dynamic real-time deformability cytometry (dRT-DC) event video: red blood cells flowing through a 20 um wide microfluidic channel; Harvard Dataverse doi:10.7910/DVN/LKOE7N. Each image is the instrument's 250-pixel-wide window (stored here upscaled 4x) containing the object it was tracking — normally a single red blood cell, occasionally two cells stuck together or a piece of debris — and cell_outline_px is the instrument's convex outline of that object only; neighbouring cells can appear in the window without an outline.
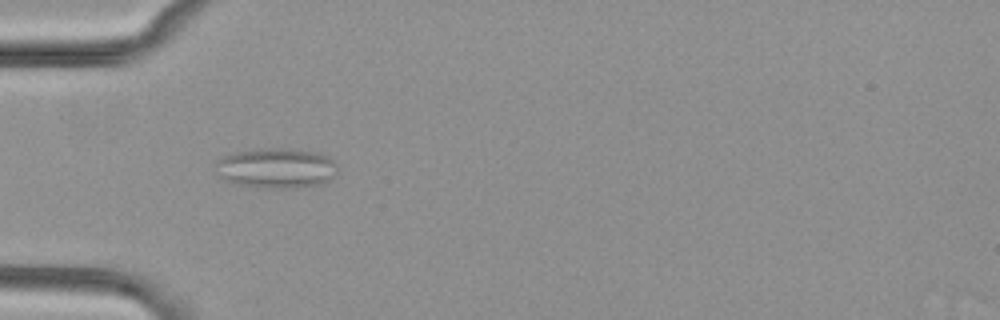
{"species": "common noctule bat (a hibernating species)", "species_latin": "Nyctalus noctula", "temperature_condition": "cold", "stored_images_in_passage": 50, "segment_of_instrument_passage": [1, 2], "camera_frame_rate_fps": 3000, "um_per_image_px": 0.085, "animal": {"sex": "female", "body_mass_g": 29.2, "forearm_length_mm": 56.3}, "frame": {"image": 1, "passage_image": 17, "time_ms": 5.333, "image_size_px": [1000, 320], "cell_outline_px": [[336, 176], [324, 184], [284, 188], [260, 188], [232, 184], [216, 176], [216, 160], [224, 156], [236, 152], [268, 148], [288, 148], [316, 152], [328, 156], [332, 160], [336, 168]], "centroid_in_image_um": [23.45, 14.3], "position_along_channel_um": 61.6, "area_um2": 28.84}}